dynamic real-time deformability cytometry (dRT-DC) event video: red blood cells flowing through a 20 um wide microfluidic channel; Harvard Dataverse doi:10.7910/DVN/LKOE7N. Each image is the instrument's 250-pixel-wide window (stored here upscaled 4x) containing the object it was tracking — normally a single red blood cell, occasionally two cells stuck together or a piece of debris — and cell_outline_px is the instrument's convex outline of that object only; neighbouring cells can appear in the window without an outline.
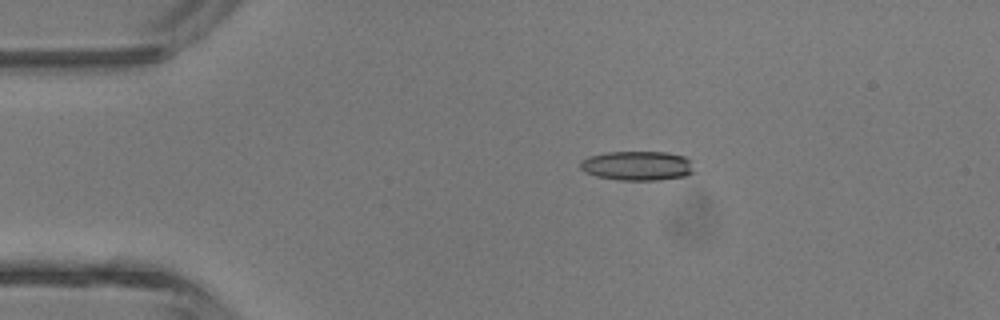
{"species": "common noctule bat (a hibernating species)", "species_latin": "Nyctalus noctula", "temperature_condition": "room temperature", "stored_images_in_passage": 3, "camera_frame_rate_fps": 3000, "um_per_image_px": 0.085, "animal": {"sex": "male", "body_mass_g": 13.3}, "frame": {"image": 1, "passage_image": 2, "time_ms": 2.0, "image_size_px": [1000, 320], "cell_outline_px": [[692, 172], [684, 176], [656, 180], [616, 180], [596, 176], [584, 172], [580, 168], [580, 160], [588, 156], [608, 152], [668, 152], [684, 156], [688, 160]], "centroid_in_image_um": [54.08, 14.08], "position_along_channel_um": 30.9, "area_um2": 19.36}}